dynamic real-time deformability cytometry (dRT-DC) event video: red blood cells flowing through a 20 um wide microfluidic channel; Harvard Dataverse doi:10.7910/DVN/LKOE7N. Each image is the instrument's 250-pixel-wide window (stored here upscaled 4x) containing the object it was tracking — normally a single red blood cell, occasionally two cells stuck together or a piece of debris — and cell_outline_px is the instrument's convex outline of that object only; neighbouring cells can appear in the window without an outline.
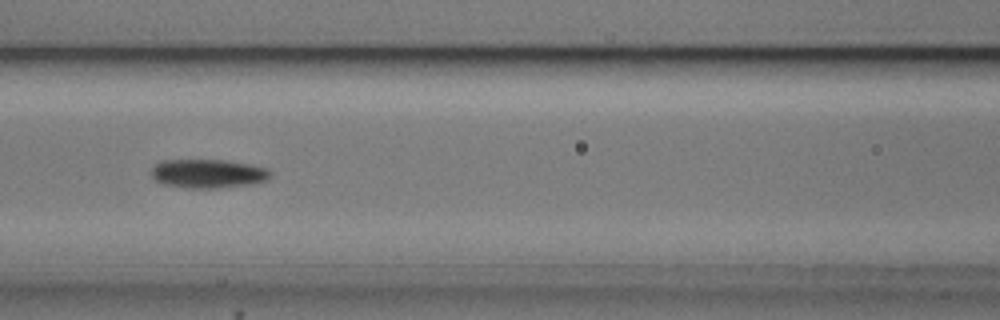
{"species": "common noctule bat (a hibernating species)", "species_latin": "Nyctalus noctula", "temperature_condition": "cold", "stored_images_in_passage": 10, "camera_frame_rate_fps": 3000, "um_per_image_px": 0.085, "animal": {"sex": "male", "body_mass_g": 20.5, "forearm_length_mm": 52.5}, "frame": {"image": 1, "passage_image": 7, "time_ms": 7.0, "image_size_px": [1000, 320], "cell_outline_px": [[272, 176], [268, 180], [252, 184], [224, 188], [188, 188], [164, 184], [156, 180], [152, 176], [152, 168], [160, 160], [224, 160], [248, 164], [268, 168], [272, 172]], "centroid_in_image_um": [17.73, 14.76], "position_along_channel_um": 148.9, "area_um2": 20.17}}
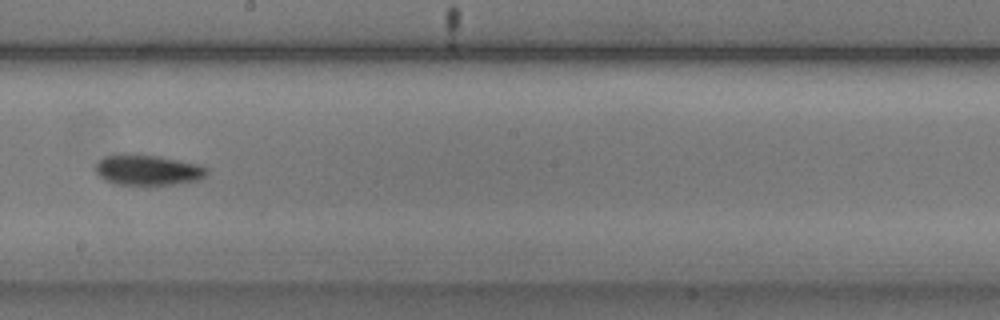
{"frame": {"image": 2, "passage_image": 9, "time_ms": 9.333, "image_size_px": [1000, 320], "cell_outline_px": [[208, 172], [204, 176], [196, 180], [148, 188], [116, 184], [104, 180], [96, 172], [96, 164], [104, 156], [124, 152], [156, 156], [196, 164], [208, 168]], "centroid_in_image_um": [12.49, 14.48], "position_along_channel_um": 235.7, "area_um2": 20.35}}
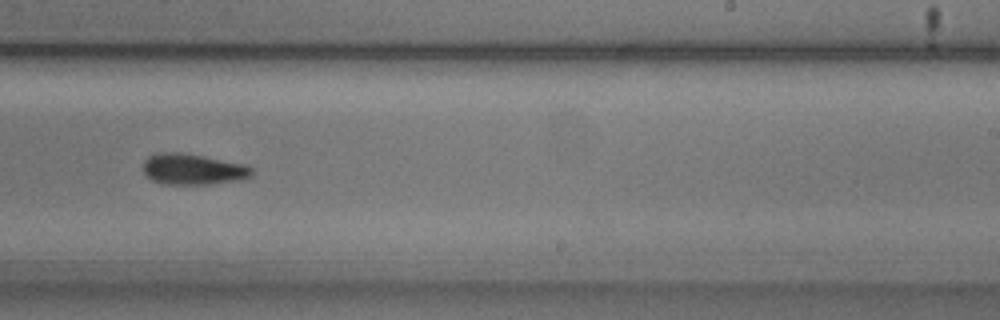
{"frame": {"image": 3, "passage_image": 10, "time_ms": 10.333, "image_size_px": [1000, 320], "cell_outline_px": [[252, 176], [244, 180], [208, 184], [160, 184], [152, 180], [144, 172], [144, 160], [148, 156], [156, 152], [184, 152], [244, 164], [252, 168]], "centroid_in_image_um": [16.4, 14.38], "position_along_channel_um": 272.6, "area_um2": 19.83}}